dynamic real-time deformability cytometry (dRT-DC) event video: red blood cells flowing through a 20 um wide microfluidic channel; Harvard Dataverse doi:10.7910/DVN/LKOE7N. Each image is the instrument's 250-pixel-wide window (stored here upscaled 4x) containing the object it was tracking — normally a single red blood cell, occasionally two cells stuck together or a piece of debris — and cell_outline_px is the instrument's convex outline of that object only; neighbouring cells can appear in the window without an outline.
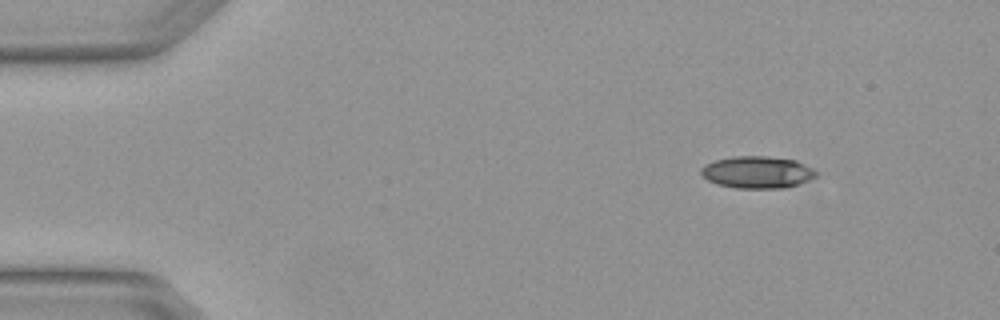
{"species": "Egyptian fruit bat (a non-hibernating species)", "species_latin": "Rousettus aegyptiacus", "temperature_condition": "warm", "stored_images_in_passage": 2, "camera_frame_rate_fps": 3000, "um_per_image_px": 0.085, "animal": {"sex": "female"}, "frame": {"image": 1, "passage_image": 1, "time_ms": 0.0, "image_size_px": [1000, 320], "cell_outline_px": [[816, 176], [808, 180], [788, 188], [736, 188], [716, 184], [708, 180], [700, 172], [700, 168], [704, 164], [716, 160], [736, 156], [768, 156], [796, 160], [812, 168], [816, 172]], "centroid_in_image_um": [64.36, 14.64], "position_along_channel_um": 20.6, "area_um2": 21.5}}